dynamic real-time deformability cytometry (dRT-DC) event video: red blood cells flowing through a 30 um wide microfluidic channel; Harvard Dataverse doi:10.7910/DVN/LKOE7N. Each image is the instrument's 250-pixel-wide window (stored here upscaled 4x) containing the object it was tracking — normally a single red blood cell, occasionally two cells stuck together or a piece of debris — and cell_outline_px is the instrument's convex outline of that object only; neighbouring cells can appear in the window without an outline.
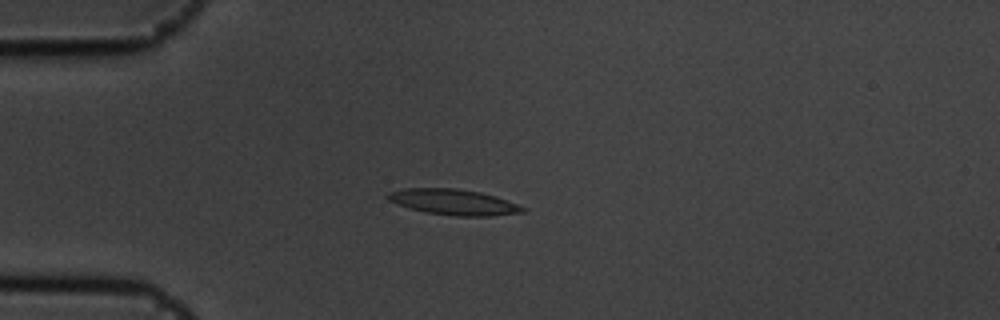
{"species": "common noctule bat (a hibernating species)", "species_latin": "Nyctalus noctula", "temperature_condition": "cold", "stored_images_in_passage": 9, "camera_frame_rate_fps": 3000, "um_per_image_px": 0.085, "animal": {"sex": "male", "body_mass_g": 19.5, "forearm_length_mm": 54.6}, "frame": {"image": 1, "passage_image": 3, "time_ms": 0.667, "image_size_px": [1000, 320], "cell_outline_px": [[528, 208], [524, 212], [492, 216], [456, 216], [424, 212], [408, 208], [388, 200], [388, 192], [404, 188], [456, 188], [480, 192], [496, 196]], "centroid_in_image_um": [38.58, 17.18], "position_along_channel_um": 46.4, "area_um2": 20.29}}
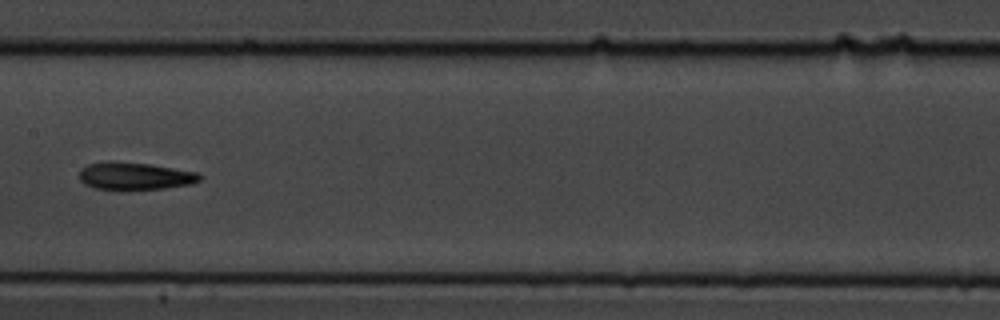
{"frame": {"image": 2, "passage_image": 7, "time_ms": 2.0, "image_size_px": [1000, 320], "cell_outline_px": [[200, 180], [192, 184], [164, 188], [120, 192], [92, 188], [84, 184], [80, 180], [80, 168], [88, 164], [112, 160], [148, 164], [196, 172], [200, 176]], "centroid_in_image_um": [11.38, 15.0], "position_along_channel_um": 196.0, "area_um2": 19.88}}
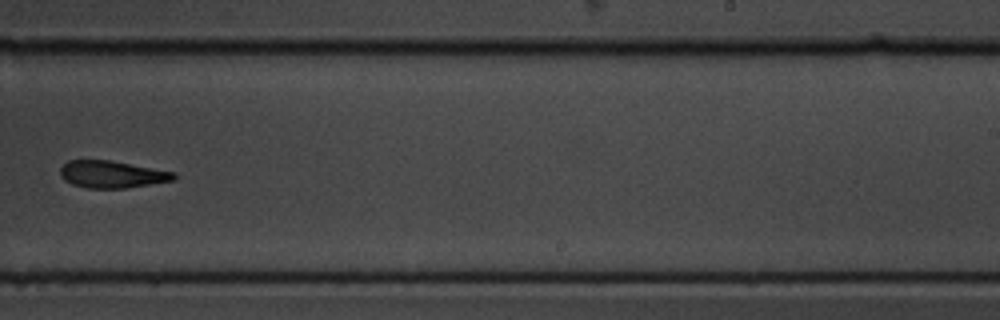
{"frame": {"image": 3, "passage_image": 9, "time_ms": 2.667, "image_size_px": [1000, 320], "cell_outline_px": [[176, 180], [124, 188], [84, 188], [72, 184], [64, 180], [60, 176], [60, 168], [68, 160], [108, 160], [176, 172]], "centroid_in_image_um": [9.5, 14.82], "position_along_channel_um": 279.5, "area_um2": 17.98}}